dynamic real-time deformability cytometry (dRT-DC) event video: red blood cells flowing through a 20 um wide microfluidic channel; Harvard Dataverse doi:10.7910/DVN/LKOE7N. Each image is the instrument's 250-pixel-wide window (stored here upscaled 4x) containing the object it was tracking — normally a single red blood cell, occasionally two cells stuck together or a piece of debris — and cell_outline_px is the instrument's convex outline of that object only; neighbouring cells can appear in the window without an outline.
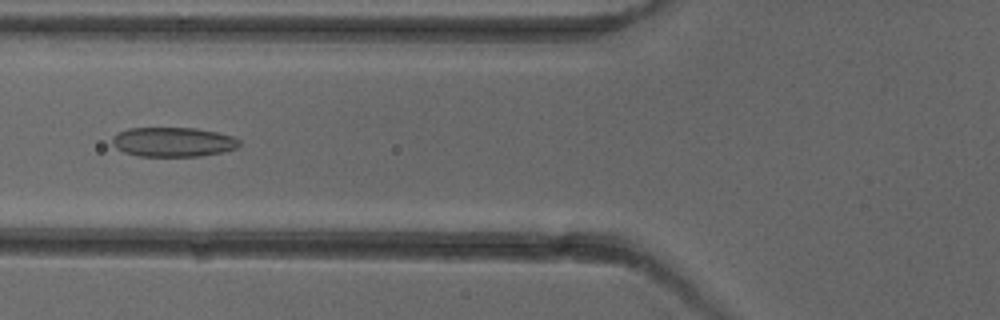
{"species": "common noctule bat (a hibernating species)", "species_latin": "Nyctalus noctula", "temperature_condition": "cold", "stored_images_in_passage": 6, "camera_frame_rate_fps": 3000, "um_per_image_px": 0.085, "animal": {"sex": "female"}, "frame": {"image": 1, "passage_image": 5, "time_ms": 5.0, "image_size_px": [1000, 320], "cell_outline_px": [[240, 144], [236, 148], [224, 152], [200, 156], [140, 156], [124, 152], [116, 148], [112, 144], [112, 136], [128, 128], [196, 128], [216, 132], [232, 136], [240, 140]], "centroid_in_image_um": [14.71, 12.07], "position_along_channel_um": 111.1, "area_um2": 21.85}}
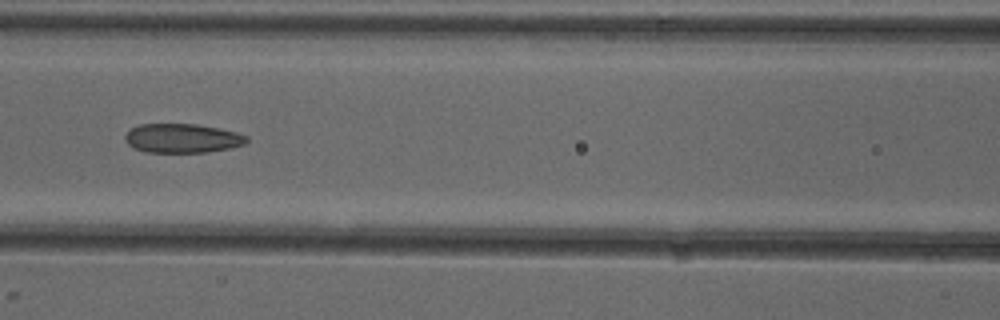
{"frame": {"image": 2, "passage_image": 6, "time_ms": 6.0, "image_size_px": [1000, 320], "cell_outline_px": [[248, 140], [244, 144], [228, 148], [208, 152], [144, 152], [128, 144], [124, 140], [124, 136], [132, 128], [140, 124], [196, 124], [220, 128], [236, 132], [248, 136]], "centroid_in_image_um": [15.5, 11.75], "position_along_channel_um": 151.1, "area_um2": 20.58}}